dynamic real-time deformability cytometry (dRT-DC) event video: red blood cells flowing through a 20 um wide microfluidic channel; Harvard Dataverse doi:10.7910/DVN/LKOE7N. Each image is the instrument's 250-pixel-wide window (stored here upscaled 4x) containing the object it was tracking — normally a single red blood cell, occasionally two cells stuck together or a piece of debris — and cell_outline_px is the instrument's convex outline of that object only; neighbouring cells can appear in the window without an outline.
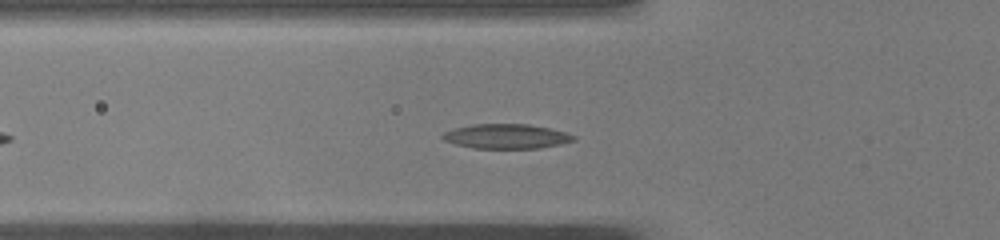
{"species": "common noctule bat (a hibernating species)", "species_latin": "Nyctalus noctula", "temperature_condition": "warm", "stored_images_in_passage": 42, "camera_frame_rate_fps": 3000, "um_per_image_px": 0.085, "animal": {"sex": "male", "body_mass_g": 19.0, "forearm_length_mm": 50.8}, "frame": {"image": 1, "passage_image": 8, "time_ms": 2.333, "image_size_px": [1000, 240], "cell_outline_px": [[576, 140], [560, 144], [540, 148], [472, 148], [456, 144], [444, 140], [440, 136], [444, 132], [456, 128], [472, 124], [528, 124], [548, 128], [564, 132], [576, 136]], "centroid_in_image_um": [43.03, 11.59], "position_along_channel_um": 82.8, "area_um2": 18.67}}
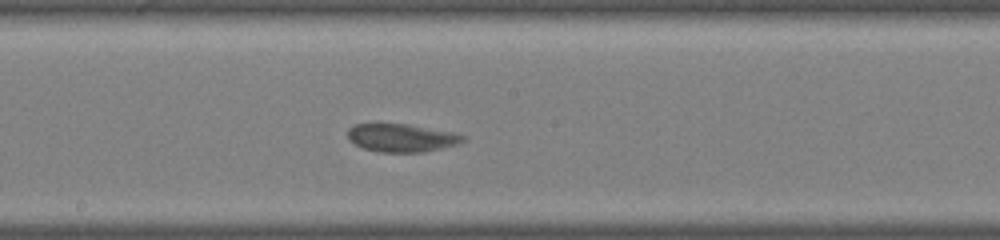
{"frame": {"image": 2, "passage_image": 18, "time_ms": 5.667, "image_size_px": [1000, 240], "cell_outline_px": [[468, 136], [464, 140], [456, 144], [424, 152], [380, 152], [364, 148], [348, 140], [348, 128], [352, 124], [376, 120], [408, 124], [452, 132]], "centroid_in_image_um": [34.03, 11.65], "position_along_channel_um": 214.2, "area_um2": 19.54}}
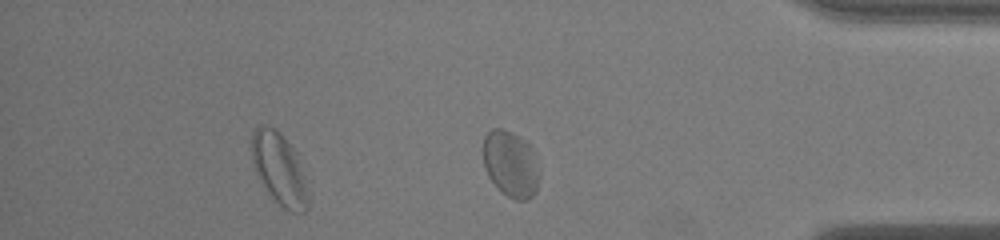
{"frame": {"image": 3, "passage_image": 33, "time_ms": 10.667, "image_size_px": [1000, 240], "cell_outline_px": [[540, 176], [536, 192], [528, 200], [516, 200], [508, 196], [488, 176], [484, 168], [484, 136], [492, 128], [504, 128], [512, 132], [524, 140], [532, 148]], "centroid_in_image_um": [43.42, 13.93], "position_along_channel_um": 391.8, "area_um2": 21.56}, "authors_computed_cell_mechanics": {"area_um2": 19.5075, "velocity_mm_per_s": 3.9514, "shape_relaxation_time_tau1_ms": 4.5104, "shape_relaxation_time_tau2_ms": null, "deformation_change_tau1": 0.1154, "deformation_change_tau2": null}}